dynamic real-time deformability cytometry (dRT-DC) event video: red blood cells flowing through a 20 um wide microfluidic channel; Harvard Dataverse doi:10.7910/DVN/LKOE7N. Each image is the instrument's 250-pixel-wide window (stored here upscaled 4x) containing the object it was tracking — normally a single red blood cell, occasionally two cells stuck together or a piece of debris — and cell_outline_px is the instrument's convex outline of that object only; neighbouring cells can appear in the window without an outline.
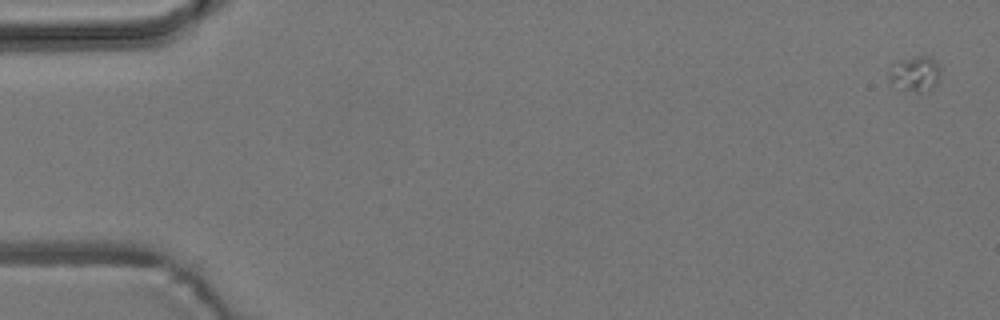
{"species": "common noctule bat (a hibernating species)", "species_latin": "Nyctalus noctula", "temperature_condition": "room temperature", "stored_images_in_passage": 4, "camera_frame_rate_fps": 3000, "um_per_image_px": 0.085, "animal": {"sex": "male", "body_mass_g": 19.2, "forearm_length_mm": 51.8}, "frame": {"image": 1, "passage_image": 1, "time_ms": 0.0, "image_size_px": [1000, 320], "cell_outline_px": [[940, 76], [936, 84], [924, 96], [888, 84], [888, 72], [892, 64], [896, 60], [916, 56], [928, 56], [940, 68]], "centroid_in_image_um": [77.73, 6.33], "position_along_channel_um": 7.3, "area_um2": 11.16}}